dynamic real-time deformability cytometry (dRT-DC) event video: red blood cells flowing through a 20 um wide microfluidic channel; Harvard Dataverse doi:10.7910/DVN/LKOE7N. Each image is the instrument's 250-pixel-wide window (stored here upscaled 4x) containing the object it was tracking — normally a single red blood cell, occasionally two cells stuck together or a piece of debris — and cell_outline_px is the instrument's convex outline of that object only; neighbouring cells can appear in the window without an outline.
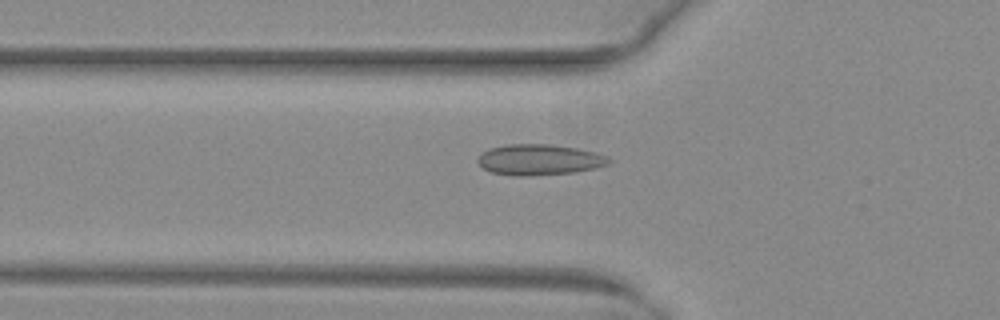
{"species": "common noctule bat (a hibernating species)", "species_latin": "Nyctalus noctula", "temperature_condition": "warm", "stored_images_in_passage": 52, "camera_frame_rate_fps": 3000, "um_per_image_px": 0.085, "animal": {"sex": "female", "body_mass_g": 29.2, "forearm_length_mm": 56.3}, "frame": {"image": 1, "passage_image": 19, "time_ms": 6.0, "image_size_px": [1000, 320], "cell_outline_px": [[612, 160], [608, 164], [596, 168], [576, 172], [524, 176], [516, 176], [492, 172], [484, 168], [476, 160], [488, 148], [508, 144], [552, 144], [576, 148], [596, 152], [608, 156]], "centroid_in_image_um": [45.88, 13.57], "position_along_channel_um": 79.9, "area_um2": 23.52}}
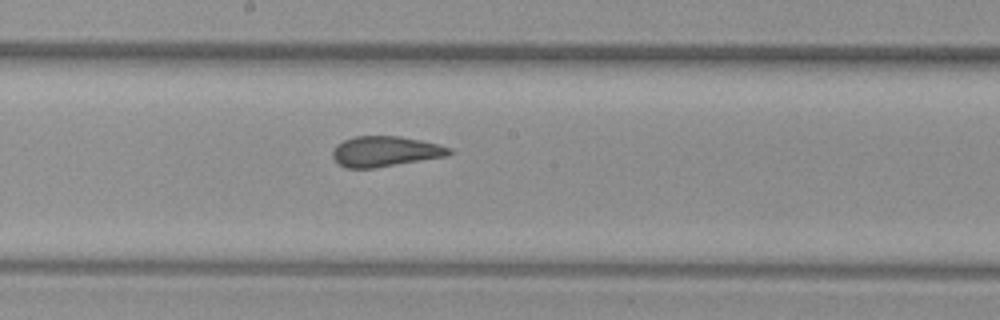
{"frame": {"image": 2, "passage_image": 29, "time_ms": 9.333, "image_size_px": [1000, 320], "cell_outline_px": [[456, 152], [448, 156], [372, 168], [344, 168], [332, 156], [332, 152], [336, 144], [344, 140], [356, 136], [400, 136], [420, 140], [452, 148]], "centroid_in_image_um": [32.76, 12.87], "position_along_channel_um": 215.4, "area_um2": 20.63}}
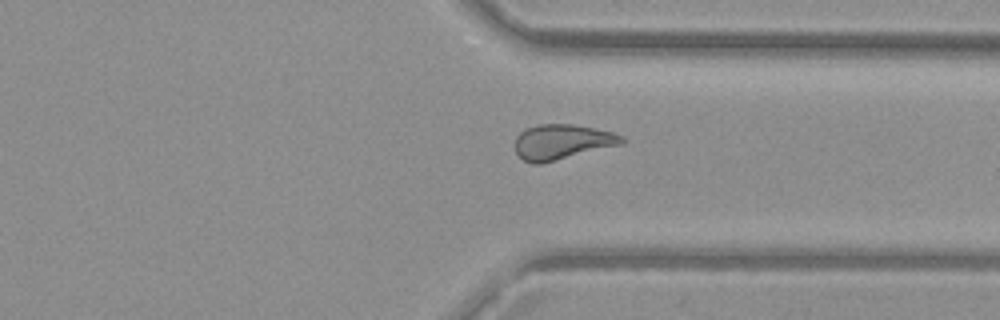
{"frame": {"image": 3, "passage_image": 40, "time_ms": 13.0, "image_size_px": [1000, 320], "cell_outline_px": [[624, 144], [540, 164], [532, 164], [524, 160], [516, 152], [516, 136], [524, 128], [536, 124], [572, 124], [612, 132], [624, 136]], "centroid_in_image_um": [47.78, 12.06], "position_along_channel_um": 363.6, "area_um2": 21.91}, "authors_computed_cell_mechanics": {"area_um2": 22.253, "velocity_mm_per_s": 4.0465, "shape_relaxation_time_tau1_ms": null, "shape_relaxation_time_tau2_ms": 1.345, "deformation_change_tau1": null, "deformation_change_tau2": 0.0727}}